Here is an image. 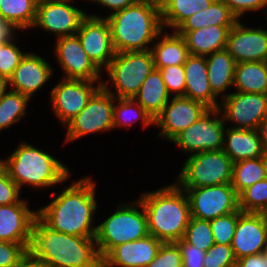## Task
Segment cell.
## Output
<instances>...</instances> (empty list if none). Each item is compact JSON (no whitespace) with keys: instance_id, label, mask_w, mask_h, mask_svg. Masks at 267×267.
<instances>
[{"instance_id":"6da1fadb","label":"cell","mask_w":267,"mask_h":267,"mask_svg":"<svg viewBox=\"0 0 267 267\" xmlns=\"http://www.w3.org/2000/svg\"><path fill=\"white\" fill-rule=\"evenodd\" d=\"M54 200L37 209V217L50 229L68 235L95 238L92 227L97 210L96 184L89 177H83L64 188Z\"/></svg>"},{"instance_id":"7a4b0ae2","label":"cell","mask_w":267,"mask_h":267,"mask_svg":"<svg viewBox=\"0 0 267 267\" xmlns=\"http://www.w3.org/2000/svg\"><path fill=\"white\" fill-rule=\"evenodd\" d=\"M28 252L44 267H95L102 259L95 238L68 235L34 219Z\"/></svg>"},{"instance_id":"3957f363","label":"cell","mask_w":267,"mask_h":267,"mask_svg":"<svg viewBox=\"0 0 267 267\" xmlns=\"http://www.w3.org/2000/svg\"><path fill=\"white\" fill-rule=\"evenodd\" d=\"M147 215L148 233L162 242L183 239L191 218L188 197L176 183L148 191L139 198Z\"/></svg>"},{"instance_id":"277c9868","label":"cell","mask_w":267,"mask_h":267,"mask_svg":"<svg viewBox=\"0 0 267 267\" xmlns=\"http://www.w3.org/2000/svg\"><path fill=\"white\" fill-rule=\"evenodd\" d=\"M115 52L147 51L164 30L161 9L142 0L106 16Z\"/></svg>"},{"instance_id":"5b68a950","label":"cell","mask_w":267,"mask_h":267,"mask_svg":"<svg viewBox=\"0 0 267 267\" xmlns=\"http://www.w3.org/2000/svg\"><path fill=\"white\" fill-rule=\"evenodd\" d=\"M0 163L9 177L19 186L49 188L66 182L71 176L69 168L51 154L26 142H21L15 151Z\"/></svg>"},{"instance_id":"8992f818","label":"cell","mask_w":267,"mask_h":267,"mask_svg":"<svg viewBox=\"0 0 267 267\" xmlns=\"http://www.w3.org/2000/svg\"><path fill=\"white\" fill-rule=\"evenodd\" d=\"M96 227L95 242L101 259L112 248L149 234L146 211L139 199L132 204L120 203L118 209Z\"/></svg>"},{"instance_id":"52a82bcc","label":"cell","mask_w":267,"mask_h":267,"mask_svg":"<svg viewBox=\"0 0 267 267\" xmlns=\"http://www.w3.org/2000/svg\"><path fill=\"white\" fill-rule=\"evenodd\" d=\"M155 68L153 55L150 50L134 52H117L109 66L105 69L108 81L102 82V87L116 98H133L147 76Z\"/></svg>"},{"instance_id":"ba28073f","label":"cell","mask_w":267,"mask_h":267,"mask_svg":"<svg viewBox=\"0 0 267 267\" xmlns=\"http://www.w3.org/2000/svg\"><path fill=\"white\" fill-rule=\"evenodd\" d=\"M233 162L223 151L191 154L177 176L180 188L215 186L232 182Z\"/></svg>"},{"instance_id":"9c48e42d","label":"cell","mask_w":267,"mask_h":267,"mask_svg":"<svg viewBox=\"0 0 267 267\" xmlns=\"http://www.w3.org/2000/svg\"><path fill=\"white\" fill-rule=\"evenodd\" d=\"M115 96L101 87L80 111L65 126L66 143L76 141L85 135L113 130V109Z\"/></svg>"},{"instance_id":"30bf717a","label":"cell","mask_w":267,"mask_h":267,"mask_svg":"<svg viewBox=\"0 0 267 267\" xmlns=\"http://www.w3.org/2000/svg\"><path fill=\"white\" fill-rule=\"evenodd\" d=\"M218 108L209 109L171 142L187 154L223 149L225 122Z\"/></svg>"},{"instance_id":"8fae6325","label":"cell","mask_w":267,"mask_h":267,"mask_svg":"<svg viewBox=\"0 0 267 267\" xmlns=\"http://www.w3.org/2000/svg\"><path fill=\"white\" fill-rule=\"evenodd\" d=\"M181 189L188 197L191 217L212 220L239 210V196L231 183Z\"/></svg>"},{"instance_id":"7c38bea8","label":"cell","mask_w":267,"mask_h":267,"mask_svg":"<svg viewBox=\"0 0 267 267\" xmlns=\"http://www.w3.org/2000/svg\"><path fill=\"white\" fill-rule=\"evenodd\" d=\"M102 82L62 78L50 93L51 109L55 117L66 125L87 106L88 101L102 87Z\"/></svg>"},{"instance_id":"4fadbf2b","label":"cell","mask_w":267,"mask_h":267,"mask_svg":"<svg viewBox=\"0 0 267 267\" xmlns=\"http://www.w3.org/2000/svg\"><path fill=\"white\" fill-rule=\"evenodd\" d=\"M71 1L74 0H38L33 28L53 32L56 38L75 35L88 13L71 5Z\"/></svg>"},{"instance_id":"5bb4252c","label":"cell","mask_w":267,"mask_h":267,"mask_svg":"<svg viewBox=\"0 0 267 267\" xmlns=\"http://www.w3.org/2000/svg\"><path fill=\"white\" fill-rule=\"evenodd\" d=\"M227 94L218 107L224 122L234 123L232 128L257 130L267 114V94L237 91Z\"/></svg>"},{"instance_id":"9a60e30c","label":"cell","mask_w":267,"mask_h":267,"mask_svg":"<svg viewBox=\"0 0 267 267\" xmlns=\"http://www.w3.org/2000/svg\"><path fill=\"white\" fill-rule=\"evenodd\" d=\"M76 34L93 63L100 70L106 69L116 54L108 20L96 14H88Z\"/></svg>"},{"instance_id":"2e32d148","label":"cell","mask_w":267,"mask_h":267,"mask_svg":"<svg viewBox=\"0 0 267 267\" xmlns=\"http://www.w3.org/2000/svg\"><path fill=\"white\" fill-rule=\"evenodd\" d=\"M209 108L203 103L184 96H173L154 119L160 128L158 136L172 141L180 132L195 123Z\"/></svg>"},{"instance_id":"e0dca14e","label":"cell","mask_w":267,"mask_h":267,"mask_svg":"<svg viewBox=\"0 0 267 267\" xmlns=\"http://www.w3.org/2000/svg\"><path fill=\"white\" fill-rule=\"evenodd\" d=\"M54 53L65 79L102 81L100 69L83 50L77 34L56 38Z\"/></svg>"},{"instance_id":"ac0fdd59","label":"cell","mask_w":267,"mask_h":267,"mask_svg":"<svg viewBox=\"0 0 267 267\" xmlns=\"http://www.w3.org/2000/svg\"><path fill=\"white\" fill-rule=\"evenodd\" d=\"M226 50L236 63L248 61H267V30L250 28L239 20L229 30Z\"/></svg>"},{"instance_id":"d6986e66","label":"cell","mask_w":267,"mask_h":267,"mask_svg":"<svg viewBox=\"0 0 267 267\" xmlns=\"http://www.w3.org/2000/svg\"><path fill=\"white\" fill-rule=\"evenodd\" d=\"M267 244V224L263 213H242L231 242L236 260L263 253Z\"/></svg>"},{"instance_id":"ffe728a7","label":"cell","mask_w":267,"mask_h":267,"mask_svg":"<svg viewBox=\"0 0 267 267\" xmlns=\"http://www.w3.org/2000/svg\"><path fill=\"white\" fill-rule=\"evenodd\" d=\"M48 61L36 53H26L13 75L8 79L11 90L19 92L30 99L53 75Z\"/></svg>"},{"instance_id":"44dd1931","label":"cell","mask_w":267,"mask_h":267,"mask_svg":"<svg viewBox=\"0 0 267 267\" xmlns=\"http://www.w3.org/2000/svg\"><path fill=\"white\" fill-rule=\"evenodd\" d=\"M28 201L0 205V241L30 243L31 231L37 210L28 208Z\"/></svg>"},{"instance_id":"7402d4cb","label":"cell","mask_w":267,"mask_h":267,"mask_svg":"<svg viewBox=\"0 0 267 267\" xmlns=\"http://www.w3.org/2000/svg\"><path fill=\"white\" fill-rule=\"evenodd\" d=\"M163 242L153 235L112 248L102 261L108 267H147Z\"/></svg>"},{"instance_id":"603a6c76","label":"cell","mask_w":267,"mask_h":267,"mask_svg":"<svg viewBox=\"0 0 267 267\" xmlns=\"http://www.w3.org/2000/svg\"><path fill=\"white\" fill-rule=\"evenodd\" d=\"M184 65V97L203 103L209 109L219 107L217 97L211 90L205 56L189 55Z\"/></svg>"},{"instance_id":"cb8c5ba5","label":"cell","mask_w":267,"mask_h":267,"mask_svg":"<svg viewBox=\"0 0 267 267\" xmlns=\"http://www.w3.org/2000/svg\"><path fill=\"white\" fill-rule=\"evenodd\" d=\"M233 163L261 156L263 145L258 130L225 128L223 149Z\"/></svg>"},{"instance_id":"d4e9b609","label":"cell","mask_w":267,"mask_h":267,"mask_svg":"<svg viewBox=\"0 0 267 267\" xmlns=\"http://www.w3.org/2000/svg\"><path fill=\"white\" fill-rule=\"evenodd\" d=\"M233 26H208L188 31L185 38L189 55L207 56L226 49L227 36Z\"/></svg>"},{"instance_id":"484cf974","label":"cell","mask_w":267,"mask_h":267,"mask_svg":"<svg viewBox=\"0 0 267 267\" xmlns=\"http://www.w3.org/2000/svg\"><path fill=\"white\" fill-rule=\"evenodd\" d=\"M163 33L164 30L157 36L158 41L155 40L150 49L155 68L184 64L189 56L185 38L176 31L172 34Z\"/></svg>"},{"instance_id":"4316f807","label":"cell","mask_w":267,"mask_h":267,"mask_svg":"<svg viewBox=\"0 0 267 267\" xmlns=\"http://www.w3.org/2000/svg\"><path fill=\"white\" fill-rule=\"evenodd\" d=\"M205 58L211 90L217 97L222 95L223 99L228 95L226 90L233 86L236 61L226 49L214 52Z\"/></svg>"},{"instance_id":"83f0119b","label":"cell","mask_w":267,"mask_h":267,"mask_svg":"<svg viewBox=\"0 0 267 267\" xmlns=\"http://www.w3.org/2000/svg\"><path fill=\"white\" fill-rule=\"evenodd\" d=\"M237 21V17L222 0H215L205 10L202 9L187 18L175 31L184 36L188 31L211 25L234 26Z\"/></svg>"},{"instance_id":"f1b7e54d","label":"cell","mask_w":267,"mask_h":267,"mask_svg":"<svg viewBox=\"0 0 267 267\" xmlns=\"http://www.w3.org/2000/svg\"><path fill=\"white\" fill-rule=\"evenodd\" d=\"M165 87L159 69L153 71L144 80L133 99L155 119L171 98Z\"/></svg>"},{"instance_id":"f546056e","label":"cell","mask_w":267,"mask_h":267,"mask_svg":"<svg viewBox=\"0 0 267 267\" xmlns=\"http://www.w3.org/2000/svg\"><path fill=\"white\" fill-rule=\"evenodd\" d=\"M233 87L237 92L267 94V61L236 63Z\"/></svg>"},{"instance_id":"4dcf8cb0","label":"cell","mask_w":267,"mask_h":267,"mask_svg":"<svg viewBox=\"0 0 267 267\" xmlns=\"http://www.w3.org/2000/svg\"><path fill=\"white\" fill-rule=\"evenodd\" d=\"M38 0H0V18L14 31L33 28Z\"/></svg>"},{"instance_id":"1f68e13d","label":"cell","mask_w":267,"mask_h":267,"mask_svg":"<svg viewBox=\"0 0 267 267\" xmlns=\"http://www.w3.org/2000/svg\"><path fill=\"white\" fill-rule=\"evenodd\" d=\"M215 0H168L161 9L163 28L175 31L187 18L208 8Z\"/></svg>"},{"instance_id":"d6a6232c","label":"cell","mask_w":267,"mask_h":267,"mask_svg":"<svg viewBox=\"0 0 267 267\" xmlns=\"http://www.w3.org/2000/svg\"><path fill=\"white\" fill-rule=\"evenodd\" d=\"M115 103L113 109L114 129L126 128L138 120L142 122L144 128L154 125L153 117L133 98H115Z\"/></svg>"},{"instance_id":"836d02e7","label":"cell","mask_w":267,"mask_h":267,"mask_svg":"<svg viewBox=\"0 0 267 267\" xmlns=\"http://www.w3.org/2000/svg\"><path fill=\"white\" fill-rule=\"evenodd\" d=\"M265 178H267V172L260 157L233 163L231 185L238 195Z\"/></svg>"},{"instance_id":"e575fe53","label":"cell","mask_w":267,"mask_h":267,"mask_svg":"<svg viewBox=\"0 0 267 267\" xmlns=\"http://www.w3.org/2000/svg\"><path fill=\"white\" fill-rule=\"evenodd\" d=\"M30 98L13 90L7 91L0 99V131L18 123L26 116Z\"/></svg>"},{"instance_id":"d590c367","label":"cell","mask_w":267,"mask_h":267,"mask_svg":"<svg viewBox=\"0 0 267 267\" xmlns=\"http://www.w3.org/2000/svg\"><path fill=\"white\" fill-rule=\"evenodd\" d=\"M239 209L244 213L267 211V178L243 190L239 195Z\"/></svg>"},{"instance_id":"8d00e7d4","label":"cell","mask_w":267,"mask_h":267,"mask_svg":"<svg viewBox=\"0 0 267 267\" xmlns=\"http://www.w3.org/2000/svg\"><path fill=\"white\" fill-rule=\"evenodd\" d=\"M183 239L196 248L207 251L214 245V237L210 220H200L191 217L186 227Z\"/></svg>"},{"instance_id":"74e56055","label":"cell","mask_w":267,"mask_h":267,"mask_svg":"<svg viewBox=\"0 0 267 267\" xmlns=\"http://www.w3.org/2000/svg\"><path fill=\"white\" fill-rule=\"evenodd\" d=\"M242 213L243 212L239 209L236 212H231L210 220L214 242L216 244L231 245L238 217Z\"/></svg>"},{"instance_id":"f35d334b","label":"cell","mask_w":267,"mask_h":267,"mask_svg":"<svg viewBox=\"0 0 267 267\" xmlns=\"http://www.w3.org/2000/svg\"><path fill=\"white\" fill-rule=\"evenodd\" d=\"M14 35L4 46H0V75L9 79L27 52H22Z\"/></svg>"},{"instance_id":"ab89813d","label":"cell","mask_w":267,"mask_h":267,"mask_svg":"<svg viewBox=\"0 0 267 267\" xmlns=\"http://www.w3.org/2000/svg\"><path fill=\"white\" fill-rule=\"evenodd\" d=\"M236 258L230 245L216 244L206 251L204 267H235Z\"/></svg>"},{"instance_id":"60d3db41","label":"cell","mask_w":267,"mask_h":267,"mask_svg":"<svg viewBox=\"0 0 267 267\" xmlns=\"http://www.w3.org/2000/svg\"><path fill=\"white\" fill-rule=\"evenodd\" d=\"M165 87L169 94L175 93V97L184 96L185 93V71L184 65L167 66L159 69Z\"/></svg>"},{"instance_id":"b9f144b4","label":"cell","mask_w":267,"mask_h":267,"mask_svg":"<svg viewBox=\"0 0 267 267\" xmlns=\"http://www.w3.org/2000/svg\"><path fill=\"white\" fill-rule=\"evenodd\" d=\"M147 267H182L181 251L176 242H163Z\"/></svg>"},{"instance_id":"7bdbcfd3","label":"cell","mask_w":267,"mask_h":267,"mask_svg":"<svg viewBox=\"0 0 267 267\" xmlns=\"http://www.w3.org/2000/svg\"><path fill=\"white\" fill-rule=\"evenodd\" d=\"M21 190L9 177L6 168L0 163V205L19 203Z\"/></svg>"},{"instance_id":"ee69618b","label":"cell","mask_w":267,"mask_h":267,"mask_svg":"<svg viewBox=\"0 0 267 267\" xmlns=\"http://www.w3.org/2000/svg\"><path fill=\"white\" fill-rule=\"evenodd\" d=\"M30 243L0 241V267H12L28 251Z\"/></svg>"},{"instance_id":"f6af8a7d","label":"cell","mask_w":267,"mask_h":267,"mask_svg":"<svg viewBox=\"0 0 267 267\" xmlns=\"http://www.w3.org/2000/svg\"><path fill=\"white\" fill-rule=\"evenodd\" d=\"M176 243L181 251L182 267H204L205 251L188 244L184 239Z\"/></svg>"},{"instance_id":"bcb514c9","label":"cell","mask_w":267,"mask_h":267,"mask_svg":"<svg viewBox=\"0 0 267 267\" xmlns=\"http://www.w3.org/2000/svg\"><path fill=\"white\" fill-rule=\"evenodd\" d=\"M239 20L249 11L267 10V0H222Z\"/></svg>"},{"instance_id":"7dc6e473","label":"cell","mask_w":267,"mask_h":267,"mask_svg":"<svg viewBox=\"0 0 267 267\" xmlns=\"http://www.w3.org/2000/svg\"><path fill=\"white\" fill-rule=\"evenodd\" d=\"M235 267H267V259L263 253L252 254L238 259Z\"/></svg>"},{"instance_id":"c3c4849f","label":"cell","mask_w":267,"mask_h":267,"mask_svg":"<svg viewBox=\"0 0 267 267\" xmlns=\"http://www.w3.org/2000/svg\"><path fill=\"white\" fill-rule=\"evenodd\" d=\"M97 5H102L104 7H108L111 11V14L114 12L120 11L133 5L138 0H93Z\"/></svg>"},{"instance_id":"681fc988","label":"cell","mask_w":267,"mask_h":267,"mask_svg":"<svg viewBox=\"0 0 267 267\" xmlns=\"http://www.w3.org/2000/svg\"><path fill=\"white\" fill-rule=\"evenodd\" d=\"M12 267H44L42 263L34 258L28 251Z\"/></svg>"},{"instance_id":"f907efd6","label":"cell","mask_w":267,"mask_h":267,"mask_svg":"<svg viewBox=\"0 0 267 267\" xmlns=\"http://www.w3.org/2000/svg\"><path fill=\"white\" fill-rule=\"evenodd\" d=\"M16 32L0 18V40L11 39Z\"/></svg>"},{"instance_id":"816d5d0a","label":"cell","mask_w":267,"mask_h":267,"mask_svg":"<svg viewBox=\"0 0 267 267\" xmlns=\"http://www.w3.org/2000/svg\"><path fill=\"white\" fill-rule=\"evenodd\" d=\"M257 130L261 137L263 148H267V114L263 117Z\"/></svg>"},{"instance_id":"f5cc1de1","label":"cell","mask_w":267,"mask_h":267,"mask_svg":"<svg viewBox=\"0 0 267 267\" xmlns=\"http://www.w3.org/2000/svg\"><path fill=\"white\" fill-rule=\"evenodd\" d=\"M9 86L8 79L0 75V99L7 92Z\"/></svg>"},{"instance_id":"db71d44e","label":"cell","mask_w":267,"mask_h":267,"mask_svg":"<svg viewBox=\"0 0 267 267\" xmlns=\"http://www.w3.org/2000/svg\"><path fill=\"white\" fill-rule=\"evenodd\" d=\"M142 1L154 5L160 9H162V7L168 2V0H142Z\"/></svg>"},{"instance_id":"11a10c76","label":"cell","mask_w":267,"mask_h":267,"mask_svg":"<svg viewBox=\"0 0 267 267\" xmlns=\"http://www.w3.org/2000/svg\"><path fill=\"white\" fill-rule=\"evenodd\" d=\"M260 158H261L263 165H264V168L266 169V172H267V148H263V151L261 153Z\"/></svg>"},{"instance_id":"9f6ffc18","label":"cell","mask_w":267,"mask_h":267,"mask_svg":"<svg viewBox=\"0 0 267 267\" xmlns=\"http://www.w3.org/2000/svg\"><path fill=\"white\" fill-rule=\"evenodd\" d=\"M95 267H108L102 260Z\"/></svg>"},{"instance_id":"6f0895ef","label":"cell","mask_w":267,"mask_h":267,"mask_svg":"<svg viewBox=\"0 0 267 267\" xmlns=\"http://www.w3.org/2000/svg\"><path fill=\"white\" fill-rule=\"evenodd\" d=\"M10 39H2L0 40V46H4Z\"/></svg>"},{"instance_id":"680465c9","label":"cell","mask_w":267,"mask_h":267,"mask_svg":"<svg viewBox=\"0 0 267 267\" xmlns=\"http://www.w3.org/2000/svg\"><path fill=\"white\" fill-rule=\"evenodd\" d=\"M263 254L265 255V257H266V259H267V244H266V246L264 247Z\"/></svg>"},{"instance_id":"91938a15","label":"cell","mask_w":267,"mask_h":267,"mask_svg":"<svg viewBox=\"0 0 267 267\" xmlns=\"http://www.w3.org/2000/svg\"><path fill=\"white\" fill-rule=\"evenodd\" d=\"M264 214V218H265V221H266V224H267V211L263 213Z\"/></svg>"},{"instance_id":"94428289","label":"cell","mask_w":267,"mask_h":267,"mask_svg":"<svg viewBox=\"0 0 267 267\" xmlns=\"http://www.w3.org/2000/svg\"><path fill=\"white\" fill-rule=\"evenodd\" d=\"M265 16H266L265 18H266V21H267V10L265 11Z\"/></svg>"}]
</instances>
